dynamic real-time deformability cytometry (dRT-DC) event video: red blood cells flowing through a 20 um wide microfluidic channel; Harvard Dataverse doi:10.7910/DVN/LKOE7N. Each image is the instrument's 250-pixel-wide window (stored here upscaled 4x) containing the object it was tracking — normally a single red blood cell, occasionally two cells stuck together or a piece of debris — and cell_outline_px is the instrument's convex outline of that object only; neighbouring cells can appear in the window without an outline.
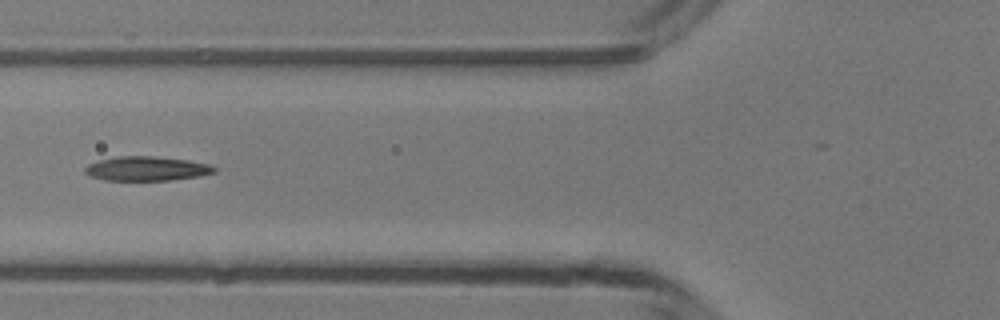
{"species": "common noctule bat (a hibernating species)", "species_latin": "Nyctalus noctula", "temperature_condition": "room temperature", "stored_images_in_passage": 43, "segment_of_instrument_passage": [2, 2], "camera_frame_rate_fps": 3000, "um_per_image_px": 0.085, "animal": {"sex": "male", "body_mass_g": 13.3}, "frame": {"image": 1, "passage_image": 19, "time_ms": 6.0, "image_size_px": [1000, 320], "cell_outline_px": [[216, 172], [200, 176], [172, 180], [104, 180], [92, 176], [84, 172], [84, 168], [88, 164], [100, 160], [116, 156], [152, 156], [188, 160], [212, 164], [216, 168]], "centroid_in_image_um": [12.5, 14.33], "position_along_channel_um": 113.3, "area_um2": 18.38}}
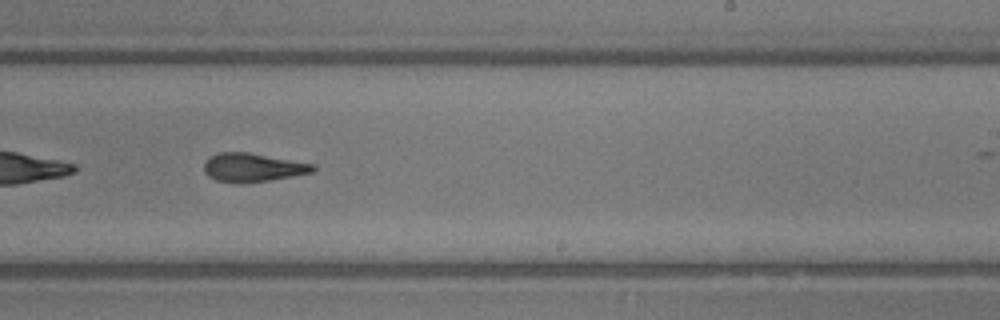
{"frame": {"image": 2, "passage_image": 30, "time_ms": 9.667, "image_size_px": [1000, 320], "cell_outline_px": [[316, 168], [312, 172], [292, 176], [268, 180], [216, 180], [208, 176], [204, 172], [204, 164], [208, 156], [220, 152], [248, 152], [316, 164]], "centroid_in_image_um": [21.5, 14.18], "position_along_channel_um": 267.5, "area_um2": 17.51}}
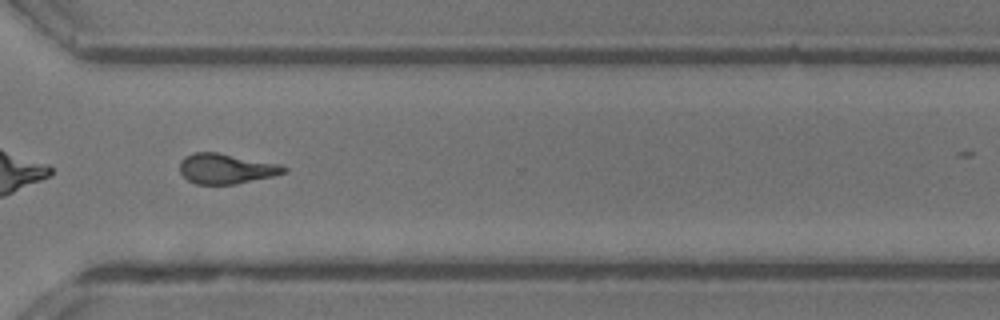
{"frame": {"image": 3, "passage_image": 36, "time_ms": 11.667, "image_size_px": [1000, 320], "cell_outline_px": [[288, 172], [272, 176], [236, 184], [196, 184], [188, 180], [180, 172], [180, 160], [184, 156], [192, 152], [216, 152], [284, 164], [288, 168]], "centroid_in_image_um": [19.25, 14.32], "position_along_channel_um": 351.3, "area_um2": 18.55}}